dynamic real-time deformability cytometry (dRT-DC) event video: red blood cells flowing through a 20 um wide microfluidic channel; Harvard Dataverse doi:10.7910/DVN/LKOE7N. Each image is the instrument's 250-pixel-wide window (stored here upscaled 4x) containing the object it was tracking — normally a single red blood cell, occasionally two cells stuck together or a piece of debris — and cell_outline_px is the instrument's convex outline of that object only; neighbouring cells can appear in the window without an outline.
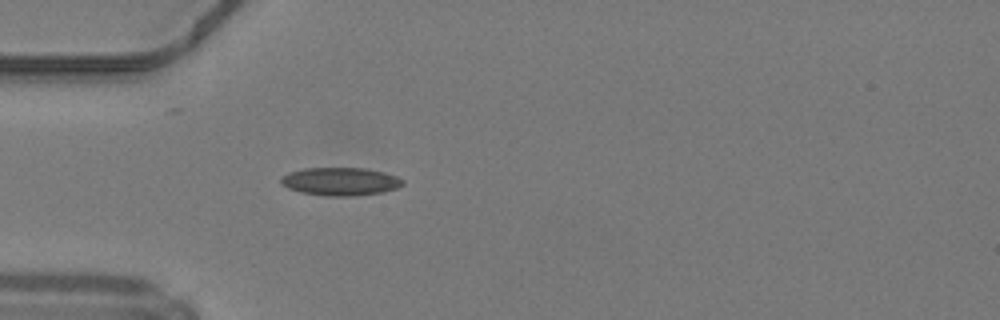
{"species": "common noctule bat (a hibernating species)", "species_latin": "Nyctalus noctula", "temperature_condition": "warm", "stored_images_in_passage": 35, "camera_frame_rate_fps": 3000, "um_per_image_px": 0.085, "animal": {"sex": "male", "body_mass_g": 19.2, "forearm_length_mm": 51.8}, "frame": {"image": 1, "passage_image": 1, "time_ms": 0.0, "image_size_px": [1000, 320], "cell_outline_px": [[404, 184], [396, 188], [380, 192], [356, 196], [328, 196], [300, 192], [288, 188], [280, 184], [280, 176], [288, 172], [304, 168], [364, 168], [384, 172], [396, 176], [404, 180]], "centroid_in_image_um": [28.89, 15.42], "position_along_channel_um": 56.1, "area_um2": 20.0}}
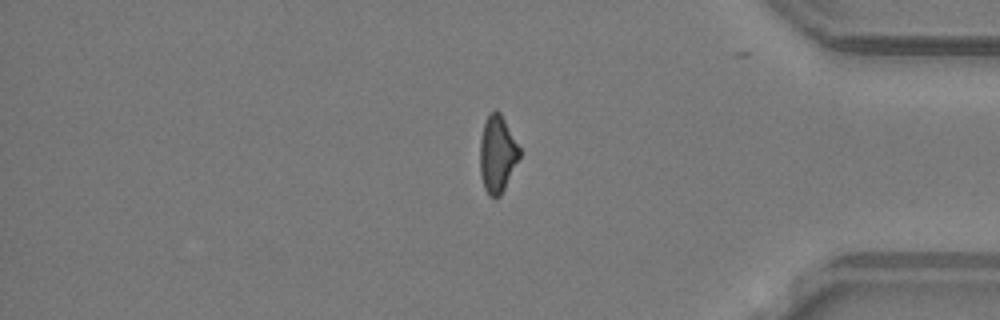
{"frame": {"image": 2, "passage_image": 27, "time_ms": 8.667, "image_size_px": [1000, 320], "cell_outline_px": [[520, 156], [500, 196], [488, 196], [484, 188], [480, 176], [480, 140], [484, 124], [488, 116], [496, 108], [500, 112], [520, 148]], "centroid_in_image_um": [42.26, 13.09], "position_along_channel_um": 392.9, "area_um2": 17.51}}
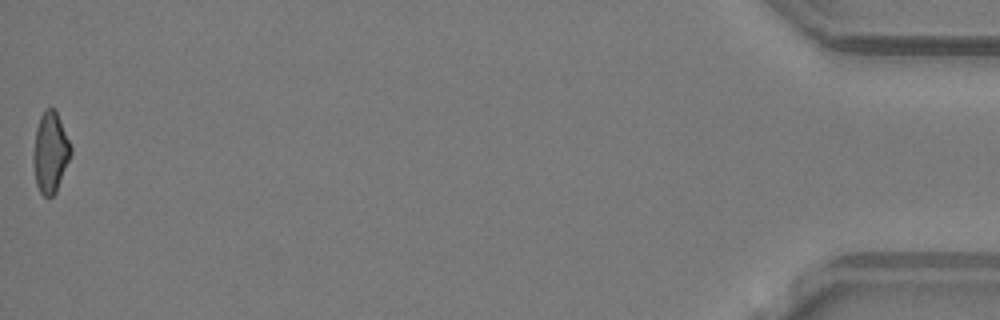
{"frame": {"image": 3, "passage_image": 35, "time_ms": 11.333, "image_size_px": [1000, 320], "cell_outline_px": [[72, 152], [56, 192], [52, 196], [44, 196], [40, 192], [36, 184], [32, 160], [32, 156], [36, 128], [40, 116], [44, 108], [52, 108], [56, 112], [60, 120], [72, 148]], "centroid_in_image_um": [4.26, 12.95], "position_along_channel_um": 430.9, "area_um2": 17.57}, "authors_computed_cell_mechanics": {"area_um2": 18.1492, "velocity_mm_per_s": 4.2435, "shape_relaxation_time_tau1_ms": null, "shape_relaxation_time_tau2_ms": 2.0895, "deformation_change_tau1": null, "deformation_change_tau2": 0.1131}}